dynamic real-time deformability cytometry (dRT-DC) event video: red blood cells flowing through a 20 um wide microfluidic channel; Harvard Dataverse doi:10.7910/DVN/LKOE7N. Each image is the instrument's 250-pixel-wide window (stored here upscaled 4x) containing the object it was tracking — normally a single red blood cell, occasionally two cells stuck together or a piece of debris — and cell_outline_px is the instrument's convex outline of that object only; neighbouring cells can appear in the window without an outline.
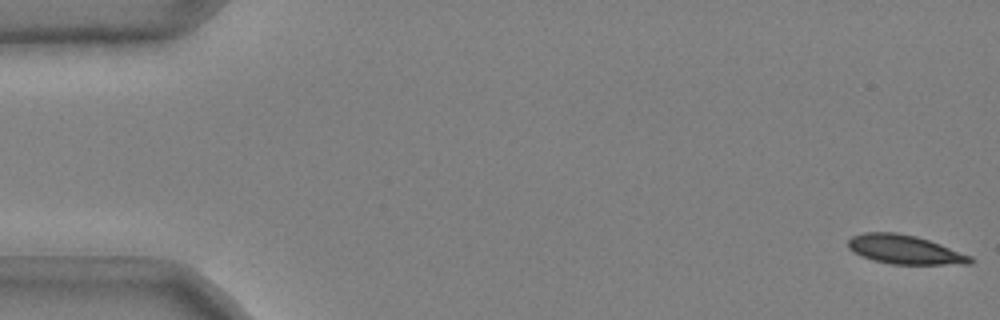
{"species": "common noctule bat (a hibernating species)", "species_latin": "Nyctalus noctula", "temperature_condition": "cold", "stored_images_in_passage": 52, "camera_frame_rate_fps": 3000, "um_per_image_px": 0.085, "animal": {"sex": "male", "body_mass_g": 20.4}, "frame": {"image": 1, "passage_image": 1, "time_ms": 0.0, "image_size_px": [1000, 320], "cell_outline_px": [[976, 260], [972, 264], [892, 264], [872, 260], [852, 252], [848, 248], [848, 240], [852, 236], [864, 232], [896, 232], [916, 236], [940, 244], [972, 256]], "centroid_in_image_um": [76.91, 21.22], "position_along_channel_um": 8.1, "area_um2": 20.75}}
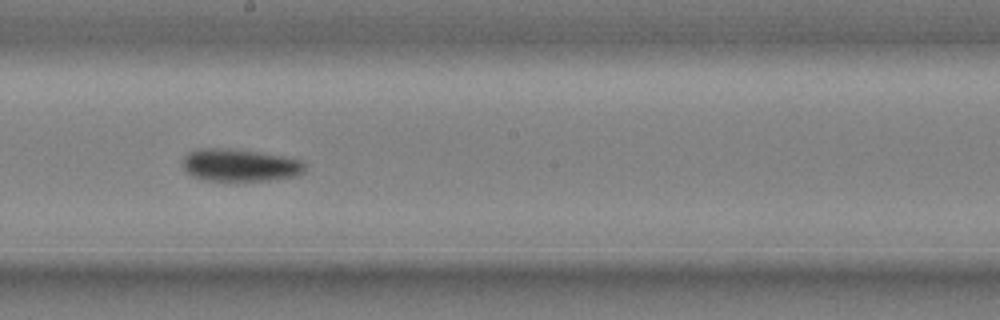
{"frame": {"image": 2, "passage_image": 30, "time_ms": 9.667, "image_size_px": [1000, 320], "cell_outline_px": [[308, 164], [304, 172], [300, 176], [272, 180], [204, 180], [192, 176], [184, 168], [184, 156], [188, 152], [200, 148], [228, 148], [284, 156], [304, 160]], "centroid_in_image_um": [20.48, 14.04], "position_along_channel_um": 227.7, "area_um2": 23.29}}
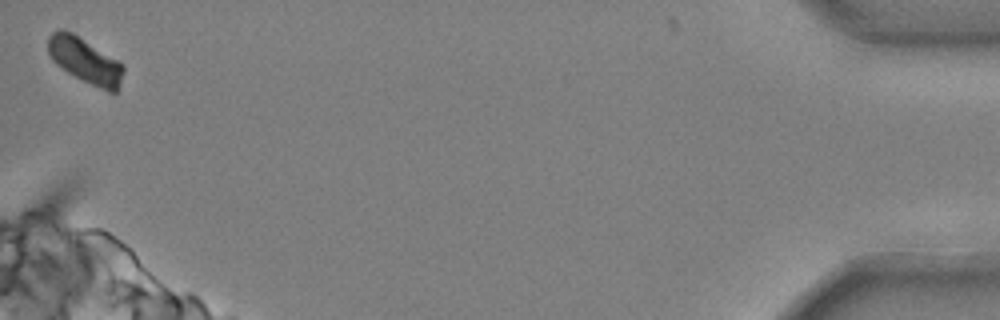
{"frame": {"image": 3, "passage_image": 52, "time_ms": 17.0, "image_size_px": [1000, 320], "cell_outline_px": [[124, 72], [120, 84], [116, 92], [108, 92], [68, 72], [56, 64], [52, 60], [48, 52], [48, 36], [52, 32], [60, 28], [72, 32], [124, 64]], "centroid_in_image_um": [7.23, 5.13], "position_along_channel_um": 428.0, "area_um2": 19.77}, "authors_computed_cell_mechanics": {"area_um2": 22.1374, "velocity_mm_per_s": 3.6791, "shape_relaxation_time_tau1_ms": 7.1311, "shape_relaxation_time_tau2_ms": null, "deformation_change_tau1": 0.1561, "deformation_change_tau2": null}}